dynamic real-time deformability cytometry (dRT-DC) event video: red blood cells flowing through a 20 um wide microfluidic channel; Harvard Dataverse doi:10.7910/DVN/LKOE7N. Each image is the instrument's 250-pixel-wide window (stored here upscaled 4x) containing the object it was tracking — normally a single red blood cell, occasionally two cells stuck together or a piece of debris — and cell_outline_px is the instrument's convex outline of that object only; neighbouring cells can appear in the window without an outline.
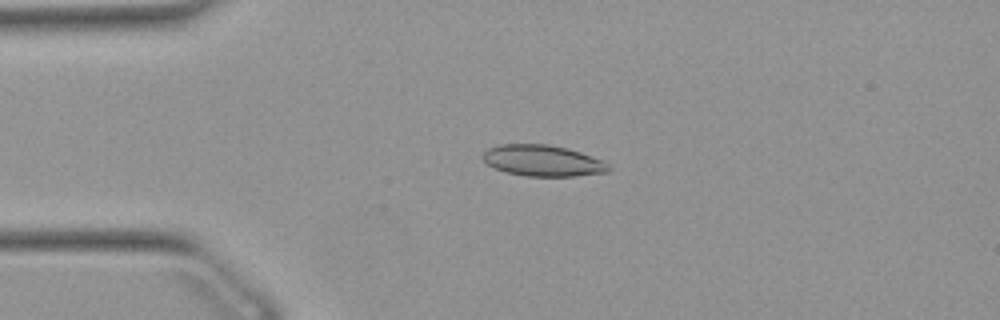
{"species": "Egyptian fruit bat (a non-hibernating species)", "species_latin": "Rousettus aegyptiacus", "temperature_condition": "warm", "stored_images_in_passage": 48, "camera_frame_rate_fps": 3000, "um_per_image_px": 0.085, "animal": {"sex": "female"}, "frame": {"image": 1, "passage_image": 8, "time_ms": 2.333, "image_size_px": [1000, 320], "cell_outline_px": [[612, 168], [608, 172], [576, 176], [524, 176], [504, 172], [488, 164], [480, 156], [488, 148], [500, 144], [548, 144], [568, 148], [604, 160]], "centroid_in_image_um": [46.15, 13.65], "position_along_channel_um": 38.9, "area_um2": 23.06}}
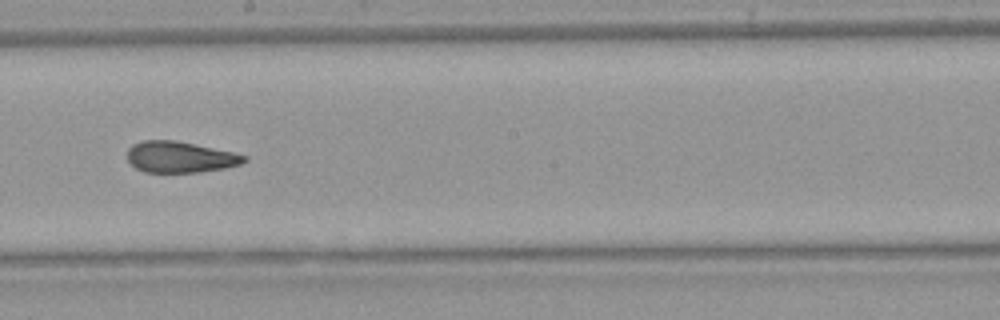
{"frame": {"image": 2, "passage_image": 25, "time_ms": 8.0, "image_size_px": [1000, 320], "cell_outline_px": [[248, 160], [240, 164], [224, 168], [200, 172], [144, 172], [136, 168], [128, 160], [128, 148], [132, 144], [144, 140], [176, 140], [232, 152], [248, 156]], "centroid_in_image_um": [15.3, 13.34], "position_along_channel_um": 232.9, "area_um2": 21.15}}
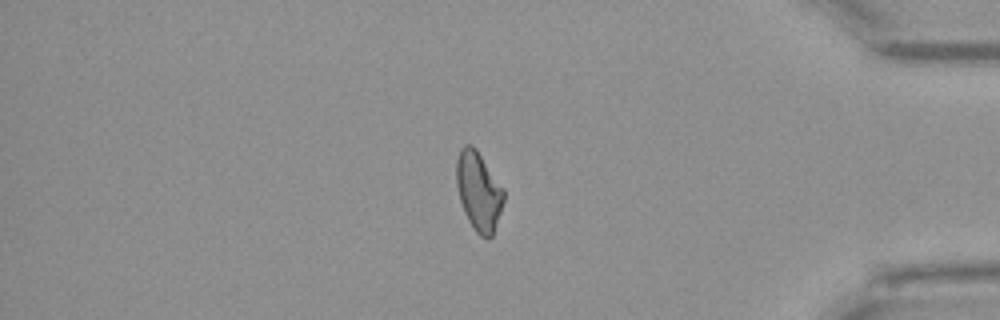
{"frame": {"image": 3, "passage_image": 40, "time_ms": 13.0, "image_size_px": [1000, 320], "cell_outline_px": [[504, 200], [492, 236], [488, 240], [480, 236], [472, 228], [464, 212], [460, 200], [456, 184], [456, 160], [460, 148], [464, 144], [472, 144], [476, 148], [504, 188]], "centroid_in_image_um": [40.67, 16.24], "position_along_channel_um": 394.5, "area_um2": 21.96}, "authors_computed_cell_mechanics": {"area_um2": 21.964, "velocity_mm_per_s": 3.9022, "shape_relaxation_time_tau1_ms": null, "shape_relaxation_time_tau2_ms": 2.5489, "deformation_change_tau1": null, "deformation_change_tau2": 0.0955}}